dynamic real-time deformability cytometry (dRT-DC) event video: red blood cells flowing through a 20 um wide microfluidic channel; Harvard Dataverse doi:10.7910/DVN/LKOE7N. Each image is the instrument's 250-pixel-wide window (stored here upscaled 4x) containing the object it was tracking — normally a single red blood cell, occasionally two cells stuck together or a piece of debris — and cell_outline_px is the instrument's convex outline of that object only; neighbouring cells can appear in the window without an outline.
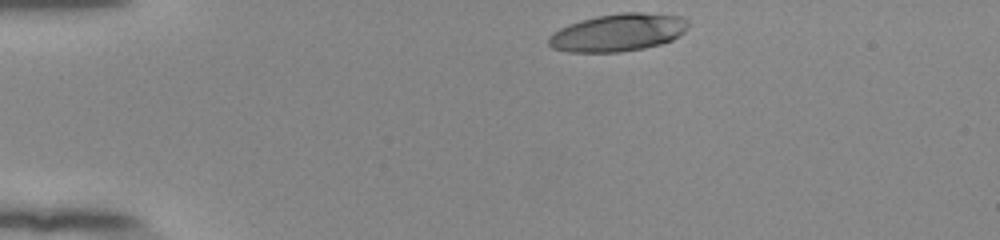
{"species": "human", "species_latin": "Homo sapiens", "temperature_condition": "room temperature", "stored_images_in_passage": 36, "camera_frame_rate_fps": 3000, "um_per_image_px": 0.085, "donor": {"sex": "female"}, "frame": {"image": 1, "passage_image": 1, "time_ms": 0.0, "image_size_px": [1000, 240], "cell_outline_px": [[688, 28], [684, 32], [672, 40], [660, 44], [644, 48], [620, 52], [568, 52], [552, 48], [548, 44], [548, 36], [552, 32], [560, 28], [580, 20], [596, 16], [620, 12], [640, 12], [680, 16], [688, 20]], "centroid_in_image_um": [52.51, 2.76], "position_along_channel_um": 32.5, "area_um2": 30.75}}
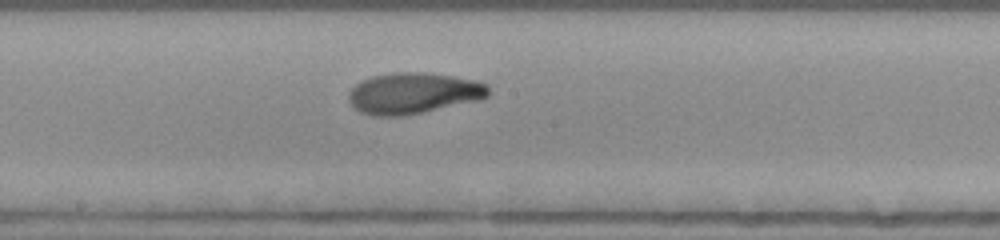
{"frame": {"image": 2, "passage_image": 20, "time_ms": 6.333, "image_size_px": [1000, 240], "cell_outline_px": [[488, 96], [480, 100], [424, 112], [404, 116], [372, 116], [360, 112], [348, 100], [348, 92], [356, 84], [372, 76], [396, 72], [424, 72], [452, 76], [472, 80], [488, 84]], "centroid_in_image_um": [35.13, 7.93], "position_along_channel_um": 213.1, "area_um2": 33.47}}
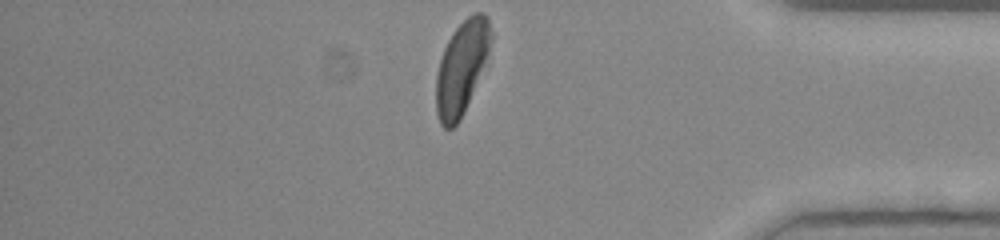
{"frame": {"image": 3, "passage_image": 36, "time_ms": 11.667, "image_size_px": [1000, 240], "cell_outline_px": [[492, 36], [488, 52], [460, 120], [452, 128], [444, 128], [440, 124], [436, 112], [436, 76], [440, 60], [444, 48], [452, 32], [468, 16], [476, 12], [484, 12], [488, 16], [492, 32]], "centroid_in_image_um": [39.21, 5.71], "position_along_channel_um": 396.0, "area_um2": 29.07}, "authors_computed_cell_mechanics": {"area_um2": 32.1368, "velocity_mm_per_s": 3.8574, "shape_relaxation_time_tau1_ms": 3.6762, "shape_relaxation_time_tau2_ms": 1.6625, "deformation_change_tau1": 0.1895, "deformation_change_tau2": 0.0507}}